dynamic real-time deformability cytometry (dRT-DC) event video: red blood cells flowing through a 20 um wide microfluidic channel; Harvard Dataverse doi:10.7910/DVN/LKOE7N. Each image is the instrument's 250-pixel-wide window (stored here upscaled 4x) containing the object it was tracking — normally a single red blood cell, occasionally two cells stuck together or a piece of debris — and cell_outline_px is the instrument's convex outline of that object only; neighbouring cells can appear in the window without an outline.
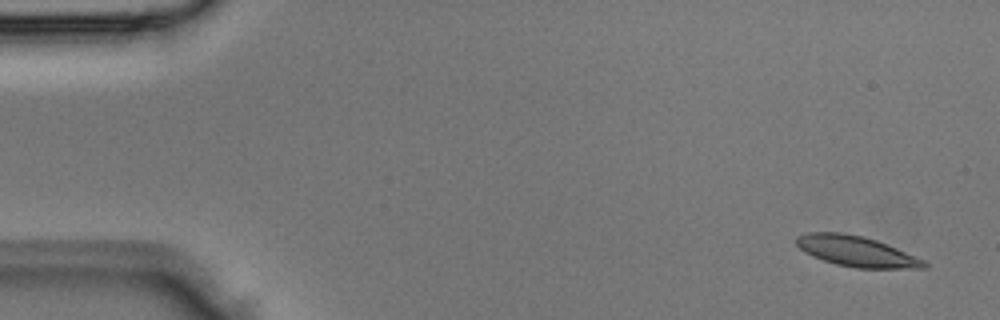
{"species": "Egyptian fruit bat (a non-hibernating species)", "species_latin": "Rousettus aegyptiacus", "temperature_condition": "room temperature", "stored_images_in_passage": 4, "segment_of_instrument_passage": [2, 2], "camera_frame_rate_fps": 3000, "um_per_image_px": 0.085, "animal": {"sex": "male"}, "frame": {"image": 1, "passage_image": 4, "time_ms": 1.0, "image_size_px": [1000, 320], "cell_outline_px": [[928, 268], [856, 268], [836, 264], [812, 256], [804, 252], [796, 244], [796, 236], [808, 232], [840, 232], [864, 236], [876, 240], [896, 248], [924, 260], [928, 264]], "centroid_in_image_um": [72.77, 21.35], "position_along_channel_um": 12.2, "area_um2": 22.6}}